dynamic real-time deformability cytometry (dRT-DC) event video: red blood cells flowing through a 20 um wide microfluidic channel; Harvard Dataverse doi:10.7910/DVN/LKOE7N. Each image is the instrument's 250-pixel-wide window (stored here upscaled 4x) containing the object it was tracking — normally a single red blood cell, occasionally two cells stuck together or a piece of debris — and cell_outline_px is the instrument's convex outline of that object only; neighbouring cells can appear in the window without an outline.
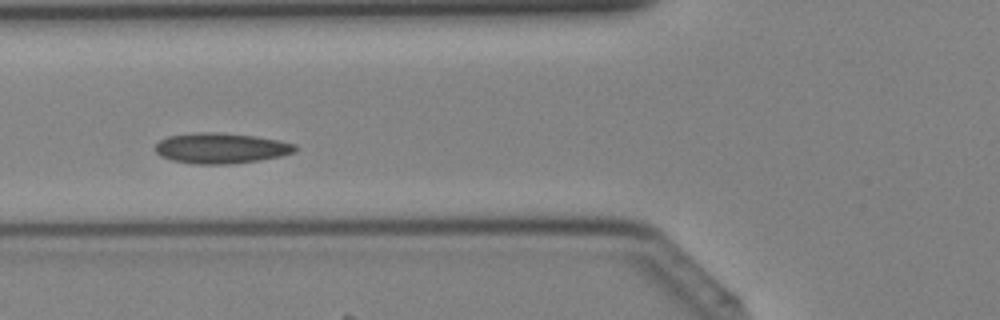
{"species": "Egyptian fruit bat (a non-hibernating species)", "species_latin": "Rousettus aegyptiacus", "temperature_condition": "cold", "stored_images_in_passage": 5, "camera_frame_rate_fps": 3000, "um_per_image_px": 0.085, "animal": {"sex": "female"}, "frame": {"image": 1, "passage_image": 5, "time_ms": 1.333, "image_size_px": [1000, 320], "cell_outline_px": [[296, 152], [280, 156], [260, 160], [228, 164], [192, 164], [172, 160], [160, 156], [156, 152], [156, 144], [160, 140], [168, 136], [196, 132], [220, 132], [256, 136], [296, 144]], "centroid_in_image_um": [18.77, 12.59], "position_along_channel_um": 107.0, "area_um2": 24.91}}